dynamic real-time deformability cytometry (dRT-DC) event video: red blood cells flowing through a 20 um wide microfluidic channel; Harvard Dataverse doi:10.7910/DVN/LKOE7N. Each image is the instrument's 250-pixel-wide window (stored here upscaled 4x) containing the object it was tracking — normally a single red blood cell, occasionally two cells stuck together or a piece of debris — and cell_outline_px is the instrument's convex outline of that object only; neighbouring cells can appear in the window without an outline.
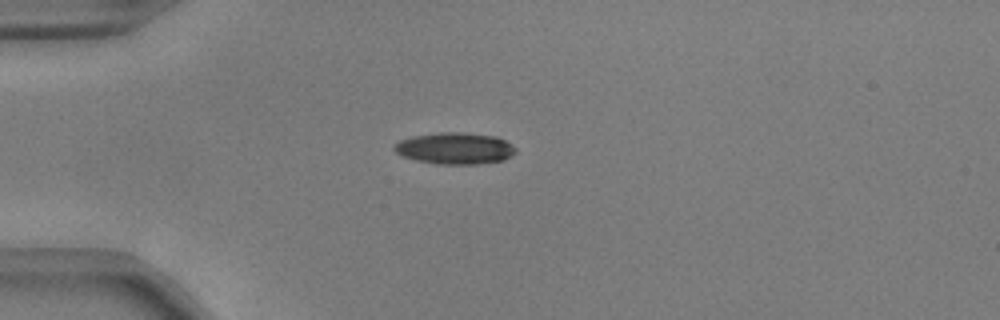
{"species": "common noctule bat (a hibernating species)", "species_latin": "Nyctalus noctula", "temperature_condition": "warm", "stored_images_in_passage": 41, "camera_frame_rate_fps": 3000, "um_per_image_px": 0.085, "animal": {"sex": "male", "body_mass_g": 17.9, "forearm_length_mm": 54.2}, "frame": {"image": 1, "passage_image": 1, "time_ms": 0.0, "image_size_px": [1000, 320], "cell_outline_px": [[516, 152], [512, 156], [504, 160], [480, 164], [436, 164], [416, 160], [404, 156], [396, 152], [392, 148], [400, 140], [412, 136], [440, 132], [464, 132], [496, 136], [504, 140], [516, 148]], "centroid_in_image_um": [38.69, 12.61], "position_along_channel_um": 46.3, "area_um2": 22.43}}
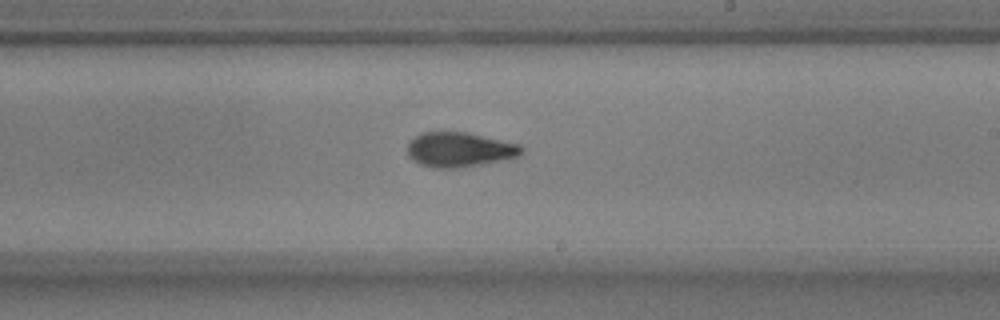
{"frame": {"image": 2, "passage_image": 19, "time_ms": 6.0, "image_size_px": [1000, 320], "cell_outline_px": [[524, 152], [520, 156], [480, 164], [456, 168], [432, 168], [420, 164], [412, 160], [408, 156], [408, 144], [420, 132], [468, 132], [520, 144], [524, 148]], "centroid_in_image_um": [39.07, 12.71], "position_along_channel_um": 249.9, "area_um2": 23.12}}
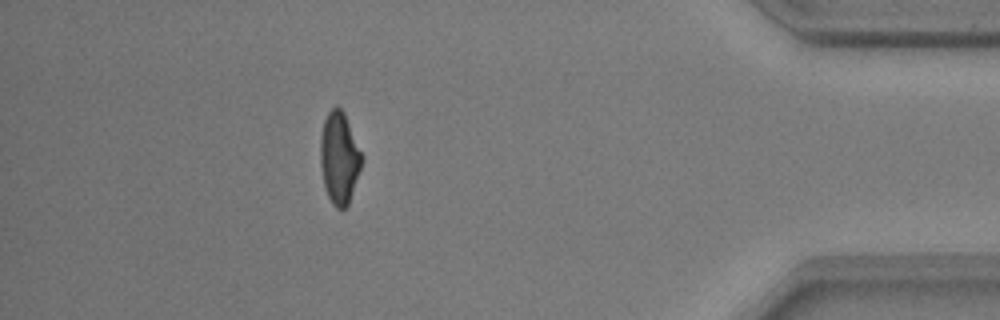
{"frame": {"image": 3, "passage_image": 35, "time_ms": 11.333, "image_size_px": [1000, 320], "cell_outline_px": [[364, 156], [348, 204], [344, 208], [336, 208], [332, 204], [324, 188], [320, 164], [320, 136], [324, 120], [328, 112], [336, 104], [344, 112]], "centroid_in_image_um": [28.83, 13.39], "position_along_channel_um": 406.4, "area_um2": 22.25}}